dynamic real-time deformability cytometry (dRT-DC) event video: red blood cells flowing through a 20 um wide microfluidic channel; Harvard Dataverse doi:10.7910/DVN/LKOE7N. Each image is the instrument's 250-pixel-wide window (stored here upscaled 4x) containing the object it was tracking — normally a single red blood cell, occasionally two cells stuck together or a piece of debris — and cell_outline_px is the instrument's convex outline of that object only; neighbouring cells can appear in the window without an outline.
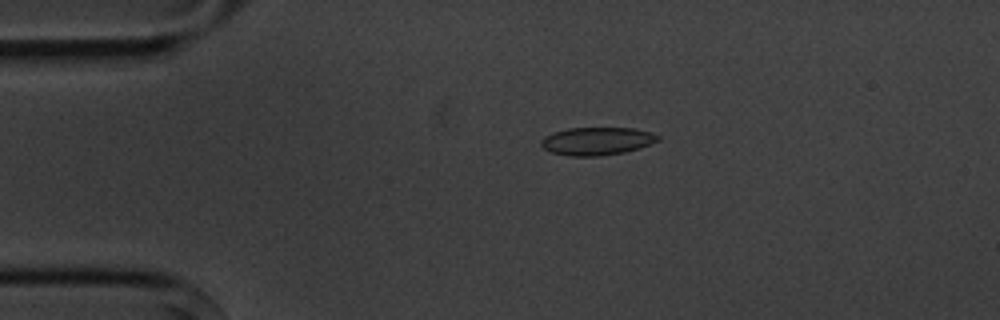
{"species": "common noctule bat (a hibernating species)", "species_latin": "Nyctalus noctula", "temperature_condition": "cold", "stored_images_in_passage": 4, "camera_frame_rate_fps": 3000, "um_per_image_px": 0.085, "animal": {"sex": "male", "body_mass_g": 20.1, "forearm_length_mm": 53.5}, "frame": {"image": 1, "passage_image": 3, "time_ms": 2.333, "image_size_px": [1000, 320], "cell_outline_px": [[660, 140], [624, 152], [600, 156], [568, 156], [552, 152], [544, 148], [540, 144], [540, 140], [544, 136], [568, 128], [632, 128], [648, 132], [660, 136]], "centroid_in_image_um": [50.69, 12.0], "position_along_channel_um": 34.3, "area_um2": 18.73}}